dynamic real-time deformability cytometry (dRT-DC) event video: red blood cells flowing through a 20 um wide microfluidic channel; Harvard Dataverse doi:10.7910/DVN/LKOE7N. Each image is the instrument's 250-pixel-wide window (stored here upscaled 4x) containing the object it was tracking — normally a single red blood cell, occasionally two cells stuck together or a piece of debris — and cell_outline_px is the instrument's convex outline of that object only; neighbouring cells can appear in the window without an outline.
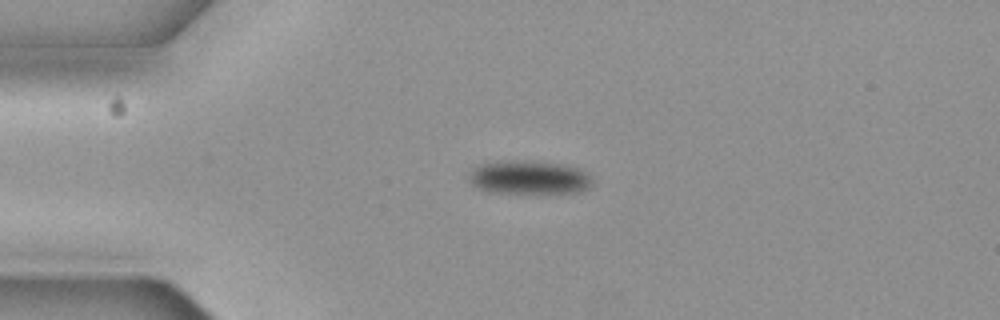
{"species": "common noctule bat (a hibernating species)", "species_latin": "Nyctalus noctula", "temperature_condition": "cold", "stored_images_in_passage": 5, "camera_frame_rate_fps": 3000, "um_per_image_px": 0.085, "animal": {"sex": "female", "body_mass_g": 19.3, "forearm_length_mm": 54.1}, "frame": {"image": 1, "passage_image": 4, "time_ms": 1.0, "image_size_px": [1000, 320], "cell_outline_px": [[592, 184], [588, 188], [576, 192], [488, 192], [476, 188], [468, 180], [468, 176], [480, 164], [500, 160], [524, 160], [560, 164], [580, 168], [592, 180]], "centroid_in_image_um": [44.92, 15.07], "position_along_channel_um": 40.1, "area_um2": 23.93}}